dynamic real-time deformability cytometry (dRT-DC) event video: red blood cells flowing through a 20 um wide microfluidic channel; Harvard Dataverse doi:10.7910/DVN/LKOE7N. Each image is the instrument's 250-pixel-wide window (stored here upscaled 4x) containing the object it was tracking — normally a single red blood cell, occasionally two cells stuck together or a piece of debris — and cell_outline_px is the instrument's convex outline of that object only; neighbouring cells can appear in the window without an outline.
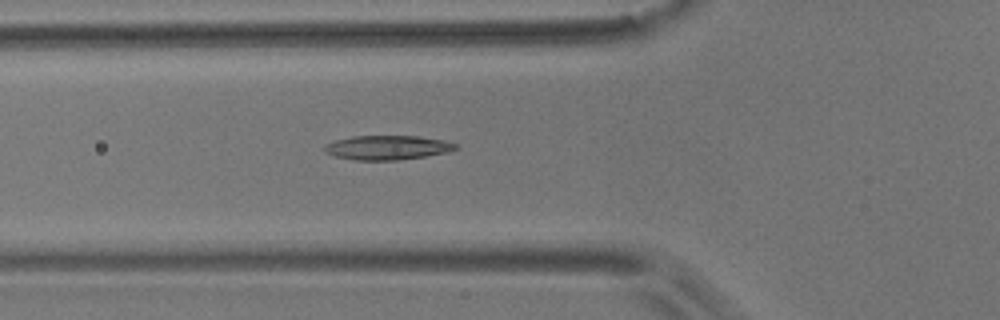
{"species": "common noctule bat (a hibernating species)", "species_latin": "Nyctalus noctula", "temperature_condition": "room temperature", "stored_images_in_passage": 2, "camera_frame_rate_fps": 3000, "um_per_image_px": 0.085, "animal": {"sex": "male", "body_mass_g": 17.9}, "frame": {"image": 1, "passage_image": 2, "time_ms": 1.0, "image_size_px": [1000, 320], "cell_outline_px": [[460, 148], [448, 152], [424, 156], [396, 160], [356, 160], [336, 156], [324, 152], [324, 144], [332, 140], [352, 136], [416, 136], [444, 140], [456, 144]], "centroid_in_image_um": [32.9, 12.53], "position_along_channel_um": 92.9, "area_um2": 18.61}}